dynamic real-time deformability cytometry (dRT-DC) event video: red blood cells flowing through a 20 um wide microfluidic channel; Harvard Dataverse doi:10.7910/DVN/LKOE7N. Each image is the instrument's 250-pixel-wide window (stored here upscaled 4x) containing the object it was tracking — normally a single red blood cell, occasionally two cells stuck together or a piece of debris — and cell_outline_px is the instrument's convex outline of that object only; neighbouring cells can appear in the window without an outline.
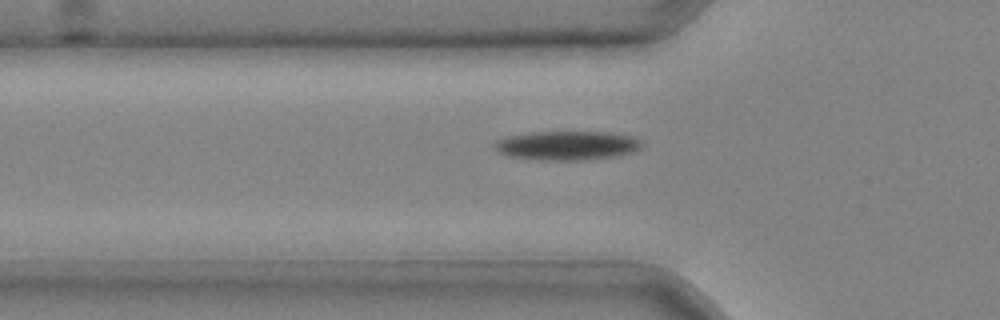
{"species": "common noctule bat (a hibernating species)", "species_latin": "Nyctalus noctula", "temperature_condition": "cold", "stored_images_in_passage": 32, "camera_frame_rate_fps": 3000, "um_per_image_px": 0.085, "animal": {"sex": "male", "body_mass_g": 20.4}, "frame": {"image": 1, "passage_image": 5, "time_ms": 1.333, "image_size_px": [1000, 320], "cell_outline_px": [[644, 144], [640, 148], [632, 152], [616, 156], [584, 160], [536, 160], [508, 156], [496, 152], [492, 148], [492, 144], [496, 140], [508, 136], [532, 132], [612, 132], [632, 136], [644, 140]], "centroid_in_image_um": [48.18, 12.37], "position_along_channel_um": 77.6, "area_um2": 25.43}}
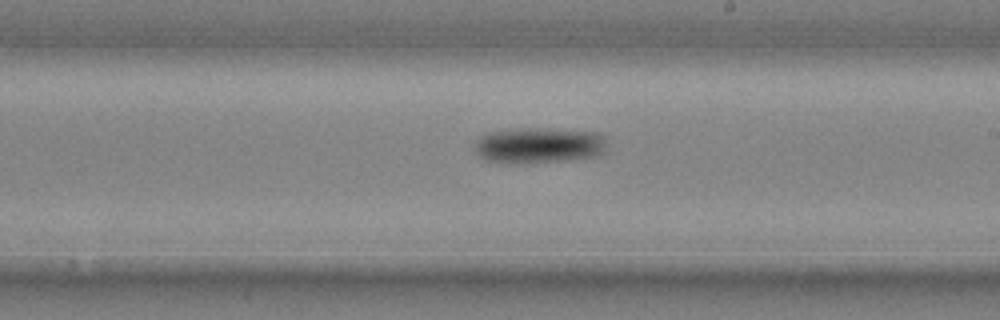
{"frame": {"image": 2, "passage_image": 16, "time_ms": 5.0, "image_size_px": [1000, 320], "cell_outline_px": [[608, 152], [600, 156], [568, 160], [484, 160], [476, 152], [476, 140], [484, 132], [516, 128], [536, 128], [600, 132], [604, 136], [608, 148]], "centroid_in_image_um": [45.92, 12.29], "position_along_channel_um": 243.1, "area_um2": 27.05}}
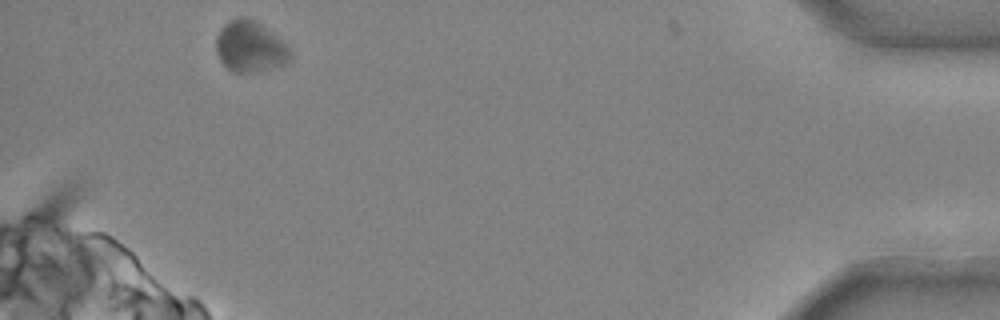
{"frame": {"image": 3, "passage_image": 31, "time_ms": 10.0, "image_size_px": [1000, 320], "cell_outline_px": [[292, 60], [284, 64], [268, 68], [248, 72], [232, 72], [220, 60], [216, 52], [216, 36], [220, 28], [224, 24], [236, 16], [248, 16], [260, 24], [280, 40], [292, 52]], "centroid_in_image_um": [21.22, 3.94], "position_along_channel_um": 414.0, "area_um2": 21.85}}